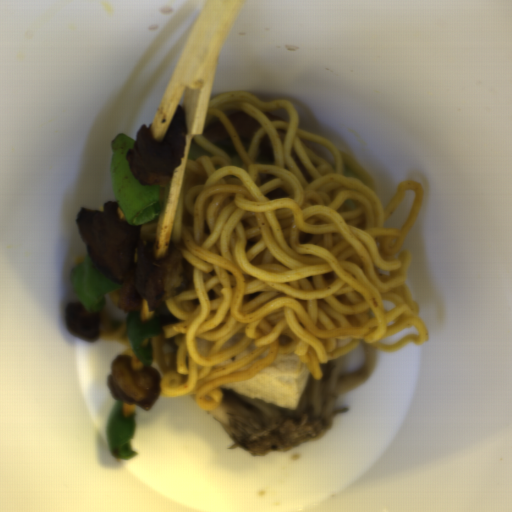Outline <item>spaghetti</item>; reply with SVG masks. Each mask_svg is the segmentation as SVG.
I'll use <instances>...</instances> for the list:
<instances>
[{
  "instance_id": "obj_3",
  "label": "spaghetti",
  "mask_w": 512,
  "mask_h": 512,
  "mask_svg": "<svg viewBox=\"0 0 512 512\" xmlns=\"http://www.w3.org/2000/svg\"><path fill=\"white\" fill-rule=\"evenodd\" d=\"M158 221L155 220L140 223V238L148 240L150 243L151 251L155 244L156 232H157Z\"/></svg>"
},
{
  "instance_id": "obj_2",
  "label": "spaghetti",
  "mask_w": 512,
  "mask_h": 512,
  "mask_svg": "<svg viewBox=\"0 0 512 512\" xmlns=\"http://www.w3.org/2000/svg\"><path fill=\"white\" fill-rule=\"evenodd\" d=\"M122 286L105 294L106 303L100 309L101 321L97 339L117 340L123 347L121 355L137 357L128 337L127 321L130 311L118 309Z\"/></svg>"
},
{
  "instance_id": "obj_1",
  "label": "spaghetti",
  "mask_w": 512,
  "mask_h": 512,
  "mask_svg": "<svg viewBox=\"0 0 512 512\" xmlns=\"http://www.w3.org/2000/svg\"><path fill=\"white\" fill-rule=\"evenodd\" d=\"M408 190L403 228H384ZM424 195L406 180L383 208L367 171L303 128L287 100L211 98L190 137L169 241L187 287L140 308V321L161 326L151 339L157 397L195 395L209 411L222 403L218 386L251 380L283 353L319 381L322 363L359 345L391 353L428 341L404 248ZM406 327L419 336L380 345Z\"/></svg>"
}]
</instances>
